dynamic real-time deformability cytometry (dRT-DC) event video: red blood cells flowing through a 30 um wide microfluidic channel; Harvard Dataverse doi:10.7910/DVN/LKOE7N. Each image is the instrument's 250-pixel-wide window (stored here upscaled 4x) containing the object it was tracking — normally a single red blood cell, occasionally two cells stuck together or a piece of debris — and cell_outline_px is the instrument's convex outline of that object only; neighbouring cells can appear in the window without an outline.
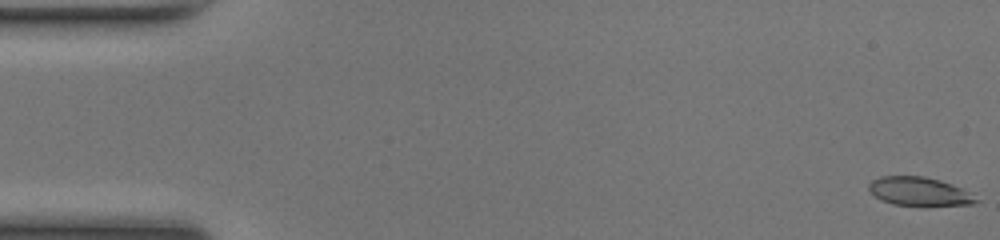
{"species": "common noctule bat (a hibernating species)", "species_latin": "Nyctalus noctula", "temperature_condition": "room temperature", "stored_images_in_passage": 51, "camera_frame_rate_fps": 3000, "um_per_image_px": 0.085, "animal": {"sex": "female", "body_mass_g": 17.0, "forearm_length_mm": 48.0}, "frame": {"image": 1, "passage_image": 1, "time_ms": 0.0, "image_size_px": [1000, 240], "cell_outline_px": [[980, 200], [972, 204], [892, 204], [876, 196], [868, 188], [868, 184], [872, 180], [880, 176], [924, 176], [940, 180], [952, 184], [968, 192]], "centroid_in_image_um": [78.11, 16.24], "position_along_channel_um": 6.9, "area_um2": 17.22}}
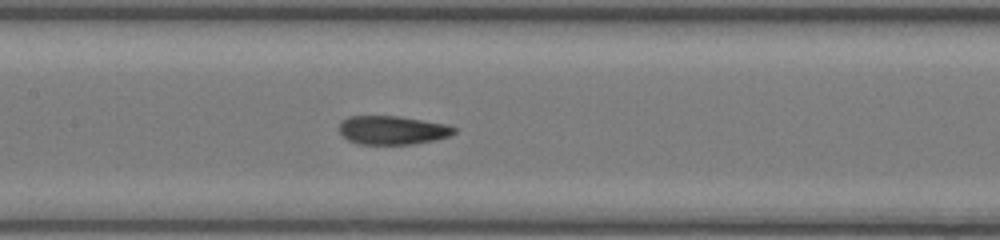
{"frame": {"image": 2, "passage_image": 24, "time_ms": 7.667, "image_size_px": [1000, 240], "cell_outline_px": [[456, 132], [448, 136], [432, 140], [412, 144], [360, 144], [348, 140], [340, 132], [340, 120], [348, 116], [400, 116], [448, 124], [456, 128]], "centroid_in_image_um": [33.35, 11.05], "position_along_channel_um": 174.0, "area_um2": 19.19}}
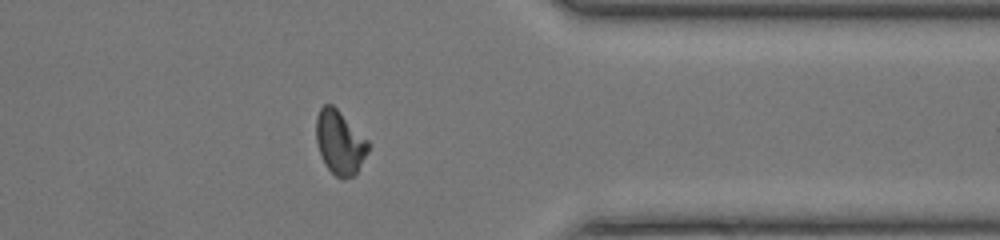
{"frame": {"image": 3, "passage_image": 40, "time_ms": 13.0, "image_size_px": [1000, 240], "cell_outline_px": [[368, 152], [356, 172], [352, 176], [344, 180], [336, 176], [324, 164], [316, 140], [316, 116], [320, 108], [324, 104], [332, 104], [368, 140]], "centroid_in_image_um": [28.86, 12.1], "position_along_channel_um": 382.5, "area_um2": 19.13}, "authors_computed_cell_mechanics": {"area_um2": 19.0162, "velocity_mm_per_s": 4.1609, "shape_relaxation_time_tau1_ms": 4.4064, "shape_relaxation_time_tau2_ms": 1.6286, "deformation_change_tau1": 0.1739, "deformation_change_tau2": 0.079}}